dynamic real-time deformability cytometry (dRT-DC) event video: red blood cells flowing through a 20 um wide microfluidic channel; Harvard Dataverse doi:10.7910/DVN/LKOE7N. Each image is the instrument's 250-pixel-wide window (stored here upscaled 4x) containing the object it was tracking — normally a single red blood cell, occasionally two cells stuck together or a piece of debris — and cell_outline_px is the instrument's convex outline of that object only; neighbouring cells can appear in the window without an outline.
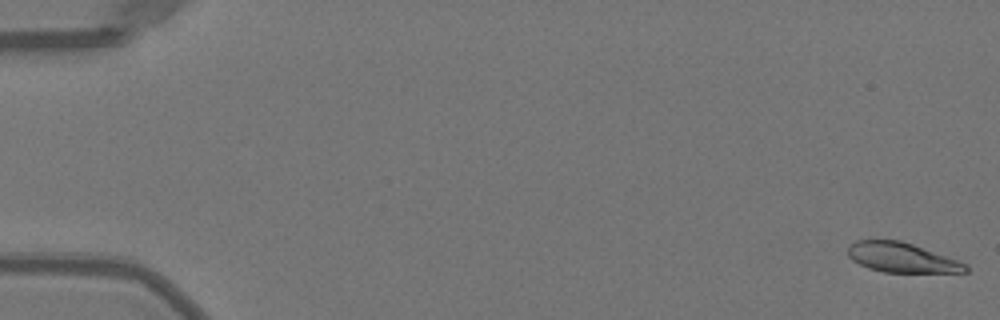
{"species": "Egyptian fruit bat (a non-hibernating species)", "species_latin": "Rousettus aegyptiacus", "temperature_condition": "warm", "stored_images_in_passage": 52, "camera_frame_rate_fps": 3000, "um_per_image_px": 0.085, "animal": {"sex": "female"}, "frame": {"image": 1, "passage_image": 1, "time_ms": 0.0, "image_size_px": [1000, 320], "cell_outline_px": [[968, 272], [884, 272], [868, 268], [852, 260], [848, 256], [848, 248], [856, 240], [900, 240], [912, 244], [968, 264]], "centroid_in_image_um": [76.64, 21.9], "position_along_channel_um": 8.4, "area_um2": 20.11}}
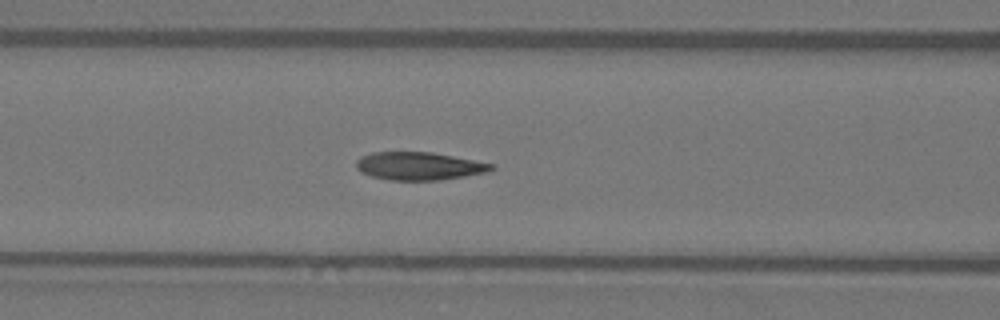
{"frame": {"image": 2, "passage_image": 22, "time_ms": 7.0, "image_size_px": [1000, 320], "cell_outline_px": [[496, 168], [488, 172], [440, 180], [388, 180], [372, 176], [360, 172], [356, 168], [356, 160], [360, 156], [372, 152], [432, 152], [496, 164]], "centroid_in_image_um": [35.63, 14.11], "position_along_channel_um": 131.0, "area_um2": 22.2}}
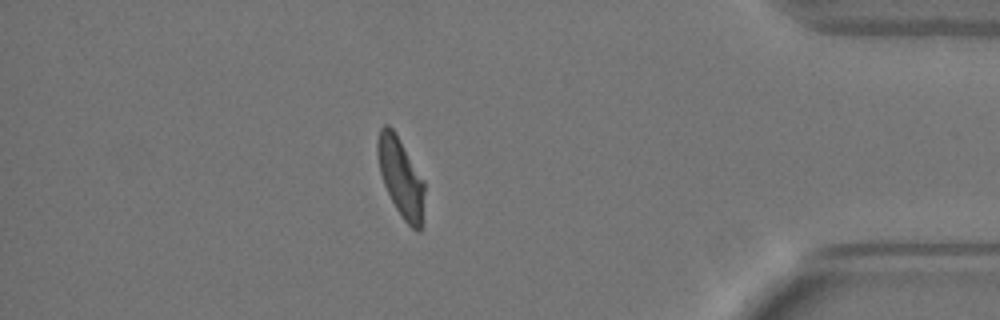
{"frame": {"image": 3, "passage_image": 45, "time_ms": 14.667, "image_size_px": [1000, 320], "cell_outline_px": [[424, 192], [420, 232], [416, 232], [404, 220], [396, 208], [384, 184], [380, 172], [376, 152], [376, 144], [380, 128], [384, 124], [388, 124], [392, 128], [424, 180]], "centroid_in_image_um": [34.05, 15.05], "position_along_channel_um": 401.2, "area_um2": 21.21}, "authors_computed_cell_mechanics": {"area_um2": 22.1663, "velocity_mm_per_s": 3.9972, "shape_relaxation_time_tau1_ms": 3.5048, "shape_relaxation_time_tau2_ms": 0.7367, "deformation_change_tau1": 0.1861, "deformation_change_tau2": 0.0732}}